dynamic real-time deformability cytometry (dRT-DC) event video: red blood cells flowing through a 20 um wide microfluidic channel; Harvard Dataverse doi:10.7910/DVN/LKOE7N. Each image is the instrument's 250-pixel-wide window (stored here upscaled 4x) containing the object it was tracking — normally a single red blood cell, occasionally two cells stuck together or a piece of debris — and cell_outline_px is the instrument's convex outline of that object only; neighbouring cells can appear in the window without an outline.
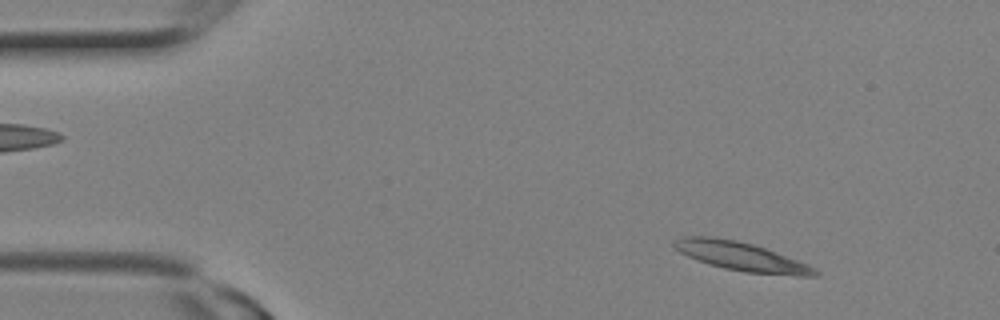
{"species": "Egyptian fruit bat (a non-hibernating species)", "species_latin": "Rousettus aegyptiacus", "temperature_condition": "room temperature", "stored_images_in_passage": 6, "camera_frame_rate_fps": 3000, "um_per_image_px": 0.085, "animal": {"sex": "female"}, "frame": {"image": 1, "passage_image": 2, "time_ms": 0.333, "image_size_px": [1000, 320], "cell_outline_px": [[820, 272], [816, 276], [796, 276], [744, 272], [724, 268], [708, 264], [688, 256], [672, 248], [672, 244], [676, 240], [684, 236], [716, 236], [736, 240], [752, 244], [776, 252], [808, 264], [816, 268]], "centroid_in_image_um": [63.01, 21.8], "position_along_channel_um": 22.0, "area_um2": 23.7}}
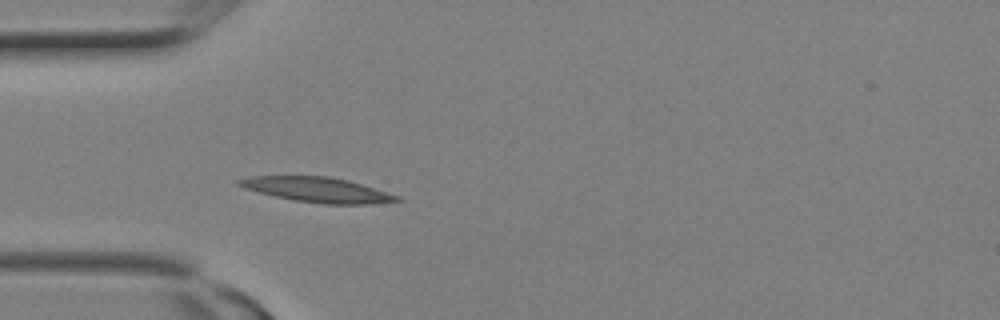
{"frame": {"image": 2, "passage_image": 6, "time_ms": 1.667, "image_size_px": [1000, 320], "cell_outline_px": [[400, 200], [364, 204], [324, 204], [296, 200], [276, 196], [244, 188], [236, 184], [236, 180], [252, 176], [328, 176], [348, 180], [400, 196]], "centroid_in_image_um": [26.94, 16.12], "position_along_channel_um": 58.1, "area_um2": 22.54}}